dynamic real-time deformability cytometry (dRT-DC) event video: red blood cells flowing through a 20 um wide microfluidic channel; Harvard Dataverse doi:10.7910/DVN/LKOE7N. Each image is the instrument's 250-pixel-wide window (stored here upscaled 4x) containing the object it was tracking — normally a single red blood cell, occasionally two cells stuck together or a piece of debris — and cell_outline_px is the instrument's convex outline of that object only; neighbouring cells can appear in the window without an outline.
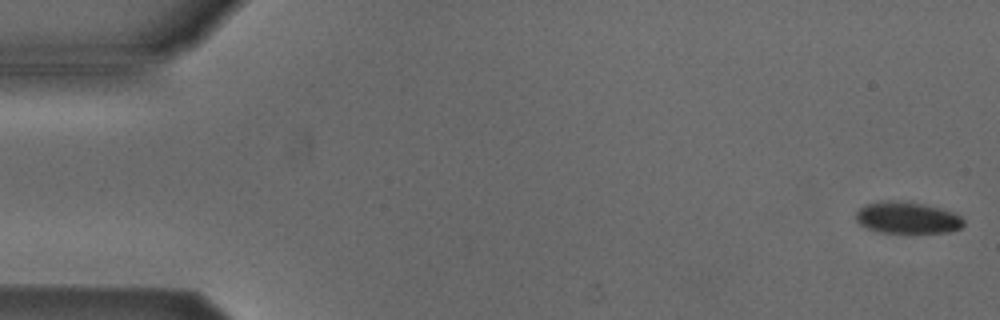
{"species": "Egyptian fruit bat (a non-hibernating species)", "species_latin": "Rousettus aegyptiacus", "temperature_condition": "cold", "stored_images_in_passage": 16, "camera_frame_rate_fps": 3000, "um_per_image_px": 0.085, "animal": {"sex": "male"}, "frame": {"image": 1, "passage_image": 1, "time_ms": 0.0, "image_size_px": [1000, 320], "cell_outline_px": [[964, 224], [960, 228], [948, 232], [908, 236], [880, 232], [868, 228], [860, 224], [856, 220], [856, 212], [860, 208], [868, 204], [884, 200], [892, 200], [920, 204], [940, 208], [952, 212], [960, 216], [964, 220]], "centroid_in_image_um": [77.13, 18.57], "position_along_channel_um": 7.9, "area_um2": 20.46}}
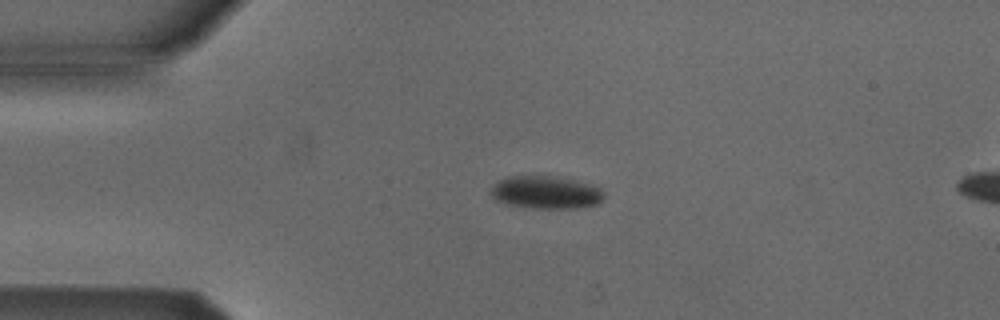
{"frame": {"image": 2, "passage_image": 12, "time_ms": 3.667, "image_size_px": [1000, 320], "cell_outline_px": [[604, 196], [596, 204], [576, 208], [532, 208], [508, 204], [496, 200], [492, 196], [492, 188], [500, 180], [508, 176], [556, 176], [588, 184], [600, 188], [604, 192]], "centroid_in_image_um": [46.4, 16.35], "position_along_channel_um": 38.6, "area_um2": 21.21}}